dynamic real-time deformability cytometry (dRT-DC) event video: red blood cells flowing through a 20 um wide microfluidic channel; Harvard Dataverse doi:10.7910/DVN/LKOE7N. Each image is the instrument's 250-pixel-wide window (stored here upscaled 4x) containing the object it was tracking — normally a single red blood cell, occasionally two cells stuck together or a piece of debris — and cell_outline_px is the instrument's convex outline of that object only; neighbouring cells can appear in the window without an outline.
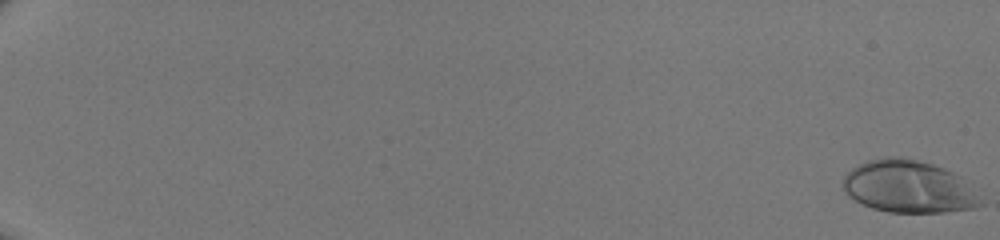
{"species": "human", "species_latin": "Homo sapiens", "temperature_condition": "room temperature", "stored_images_in_passage": 52, "camera_frame_rate_fps": 3000, "um_per_image_px": 0.085, "donor": {"sex": "male"}, "frame": {"image": 1, "passage_image": 1, "time_ms": 0.0, "image_size_px": [1000, 240], "cell_outline_px": [[984, 204], [972, 208], [944, 212], [888, 212], [872, 208], [848, 196], [844, 192], [844, 176], [852, 168], [868, 160], [884, 156], [900, 156], [932, 164], [944, 168], [960, 176], [984, 200]], "centroid_in_image_um": [77.25, 15.86], "position_along_channel_um": 7.8, "area_um2": 41.96}}
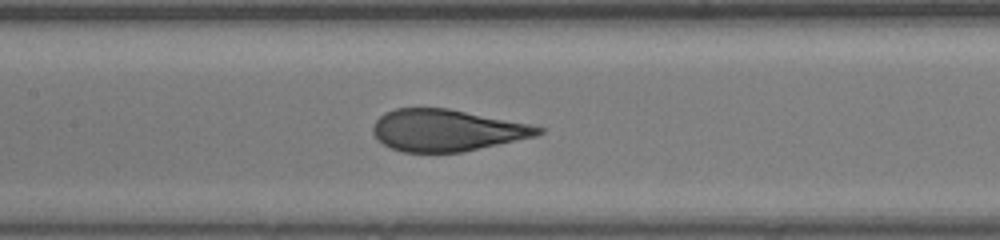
{"frame": {"image": 2, "passage_image": 30, "time_ms": 9.667, "image_size_px": [1000, 240], "cell_outline_px": [[544, 132], [536, 136], [464, 152], [404, 152], [392, 148], [376, 140], [372, 132], [372, 128], [376, 120], [384, 112], [396, 108], [448, 108], [532, 124], [544, 128]], "centroid_in_image_um": [37.98, 11.07], "position_along_channel_um": 169.4, "area_um2": 40.4}}
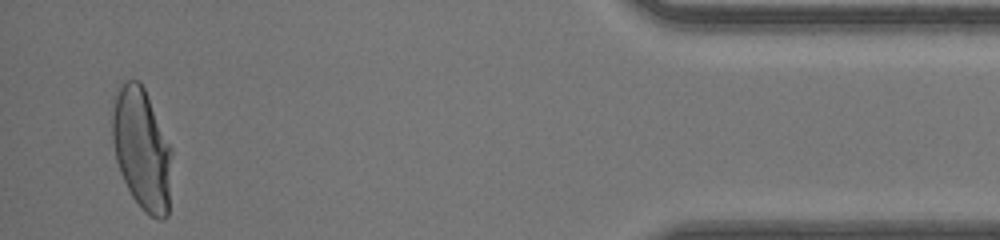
{"frame": {"image": 3, "passage_image": 51, "time_ms": 16.667, "image_size_px": [1000, 240], "cell_outline_px": [[172, 152], [168, 216], [164, 220], [156, 220], [144, 212], [140, 208], [132, 196], [120, 172], [116, 160], [112, 140], [112, 112], [116, 96], [124, 80], [140, 80], [144, 88], [172, 148]], "centroid_in_image_um": [12.07, 12.72], "position_along_channel_um": 423.1, "area_um2": 42.25}}